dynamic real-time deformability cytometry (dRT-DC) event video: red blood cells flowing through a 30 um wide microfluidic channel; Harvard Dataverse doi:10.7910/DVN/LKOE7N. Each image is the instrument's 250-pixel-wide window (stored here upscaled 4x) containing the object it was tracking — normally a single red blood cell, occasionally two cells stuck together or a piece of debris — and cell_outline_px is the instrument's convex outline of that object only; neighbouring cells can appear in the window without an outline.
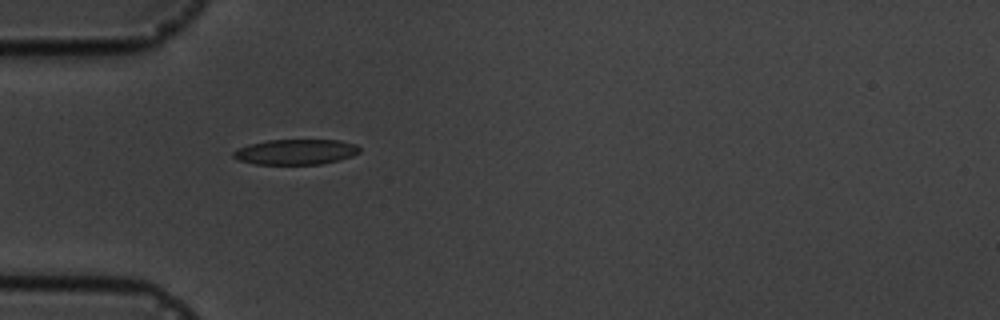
{"species": "common noctule bat (a hibernating species)", "species_latin": "Nyctalus noctula", "temperature_condition": "cold", "stored_images_in_passage": 2, "camera_frame_rate_fps": 3000, "um_per_image_px": 0.085, "animal": {"sex": "male", "body_mass_g": 19.5, "forearm_length_mm": 54.6}, "frame": {"image": 1, "passage_image": 1, "time_ms": 0.0, "image_size_px": [1000, 320], "cell_outline_px": [[360, 152], [352, 156], [320, 164], [256, 164], [240, 160], [232, 156], [232, 152], [248, 144], [268, 140], [340, 140], [356, 144], [360, 148]], "centroid_in_image_um": [25.15, 12.9], "position_along_channel_um": 59.9, "area_um2": 18.5}}
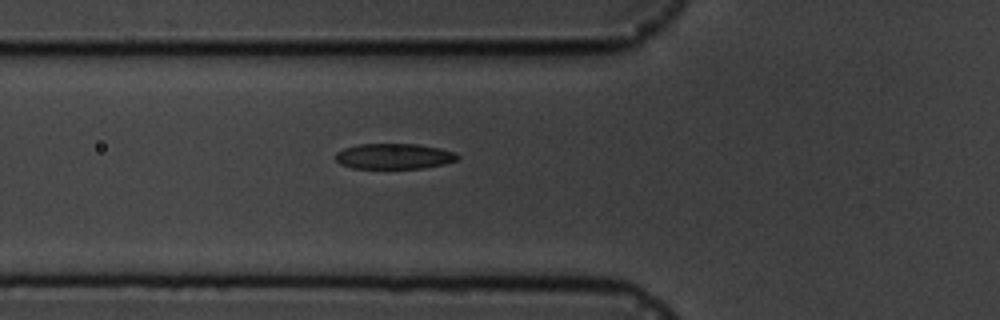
{"frame": {"image": 2, "passage_image": 2, "time_ms": 1.0, "image_size_px": [1000, 320], "cell_outline_px": [[460, 156], [456, 160], [444, 164], [424, 168], [352, 168], [340, 164], [336, 160], [336, 152], [344, 148], [356, 144], [420, 144], [440, 148], [456, 152]], "centroid_in_image_um": [33.5, 13.27], "position_along_channel_um": 92.3, "area_um2": 18.26}}